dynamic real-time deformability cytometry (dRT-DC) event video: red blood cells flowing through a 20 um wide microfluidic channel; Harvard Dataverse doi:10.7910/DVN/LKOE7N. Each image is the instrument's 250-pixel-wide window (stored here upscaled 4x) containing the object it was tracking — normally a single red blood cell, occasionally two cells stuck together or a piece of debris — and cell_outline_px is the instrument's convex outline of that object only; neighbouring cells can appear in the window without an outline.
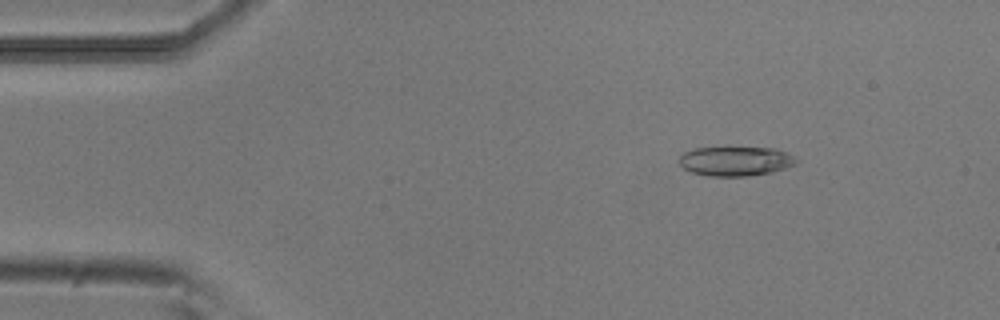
{"species": "common noctule bat (a hibernating species)", "species_latin": "Nyctalus noctula", "temperature_condition": "room temperature", "stored_images_in_passage": 52, "camera_frame_rate_fps": 3000, "um_per_image_px": 0.085, "animal": {"sex": "male", "body_mass_g": 20.5, "forearm_length_mm": 52.5}, "frame": {"image": 1, "passage_image": 7, "time_ms": 2.0, "image_size_px": [1000, 320], "cell_outline_px": [[800, 160], [796, 164], [772, 172], [748, 176], [708, 176], [692, 172], [684, 168], [680, 164], [680, 156], [684, 152], [696, 148], [776, 148]], "centroid_in_image_um": [62.53, 13.7], "position_along_channel_um": 22.5, "area_um2": 19.88}}
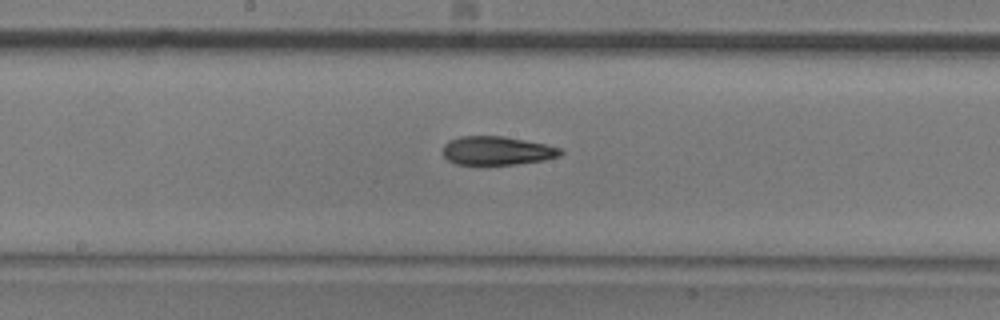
{"frame": {"image": 2, "passage_image": 27, "time_ms": 8.667, "image_size_px": [1000, 320], "cell_outline_px": [[564, 152], [560, 156], [544, 160], [516, 164], [456, 164], [448, 160], [444, 156], [444, 144], [448, 140], [460, 136], [504, 136], [544, 144], [560, 148]], "centroid_in_image_um": [42.24, 12.8], "position_along_channel_um": 206.0, "area_um2": 19.54}}
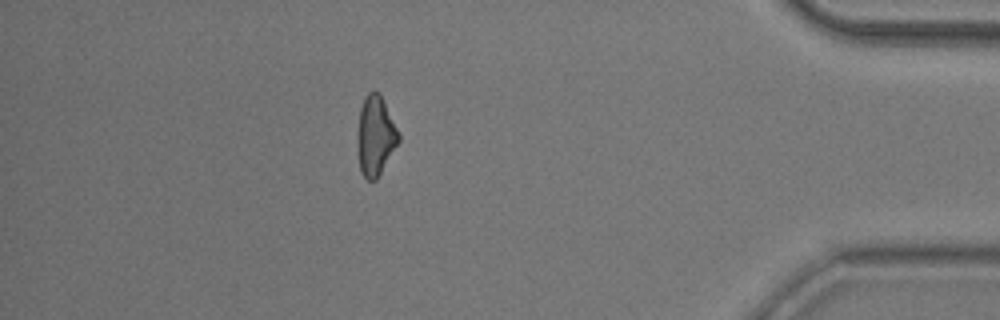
{"frame": {"image": 3, "passage_image": 46, "time_ms": 15.0, "image_size_px": [1000, 320], "cell_outline_px": [[400, 140], [376, 180], [368, 180], [360, 172], [356, 144], [360, 108], [364, 96], [368, 92], [380, 92], [400, 132]], "centroid_in_image_um": [31.91, 11.52], "position_along_channel_um": 403.3, "area_um2": 19.42}, "authors_computed_cell_mechanics": {"area_um2": 20.1144, "velocity_mm_per_s": 3.8187, "shape_relaxation_time_tau1_ms": 5.7228, "shape_relaxation_time_tau2_ms": 2.2309, "deformation_change_tau1": 0.1751, "deformation_change_tau2": 0.0998}}